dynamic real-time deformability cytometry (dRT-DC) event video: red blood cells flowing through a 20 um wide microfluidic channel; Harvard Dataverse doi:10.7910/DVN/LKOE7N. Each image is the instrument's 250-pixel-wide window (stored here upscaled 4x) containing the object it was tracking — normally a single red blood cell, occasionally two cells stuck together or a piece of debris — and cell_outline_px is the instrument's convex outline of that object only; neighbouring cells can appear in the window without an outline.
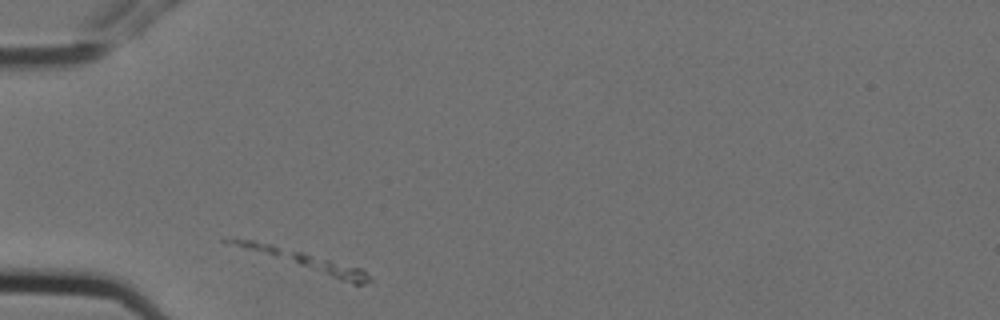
{"species": "Egyptian fruit bat (a non-hibernating species)", "species_latin": "Rousettus aegyptiacus", "temperature_condition": "cold", "stored_images_in_passage": 1, "camera_frame_rate_fps": 3000, "um_per_image_px": 0.085, "animal": {"sex": "female"}, "frame": {"image": 1, "passage_image": 1, "time_ms": 0.0, "image_size_px": [1000, 320], "cell_outline_px": [[372, 280], [364, 284], [352, 284], [220, 240], [236, 236], [256, 240], [272, 244], [360, 268]], "centroid_in_image_um": [25.85, 22.14], "position_along_channel_um": 59.2, "area_um2": 14.39}}